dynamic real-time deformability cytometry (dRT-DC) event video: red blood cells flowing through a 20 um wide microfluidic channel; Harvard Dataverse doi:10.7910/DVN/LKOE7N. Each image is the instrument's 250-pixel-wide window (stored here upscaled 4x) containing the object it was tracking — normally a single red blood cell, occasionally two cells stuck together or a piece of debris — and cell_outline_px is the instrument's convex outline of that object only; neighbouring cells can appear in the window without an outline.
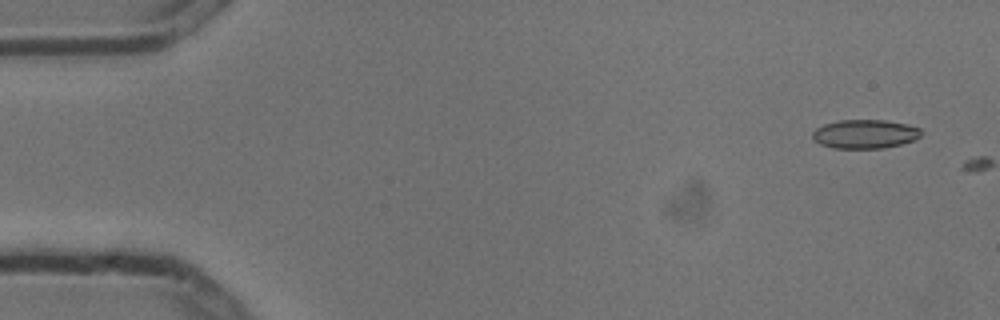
{"species": "common noctule bat (a hibernating species)", "species_latin": "Nyctalus noctula", "temperature_condition": "cold", "stored_images_in_passage": 2, "camera_frame_rate_fps": 3000, "um_per_image_px": 0.085, "animal": {"sex": "male", "body_mass_g": 13.3}, "frame": {"image": 1, "passage_image": 1, "time_ms": 0.0, "image_size_px": [1000, 320], "cell_outline_px": [[920, 136], [916, 140], [884, 148], [832, 148], [820, 144], [812, 140], [812, 132], [816, 128], [824, 124], [840, 120], [888, 120], [908, 124], [920, 128]], "centroid_in_image_um": [73.51, 11.39], "position_along_channel_um": 11.5, "area_um2": 18.44}}